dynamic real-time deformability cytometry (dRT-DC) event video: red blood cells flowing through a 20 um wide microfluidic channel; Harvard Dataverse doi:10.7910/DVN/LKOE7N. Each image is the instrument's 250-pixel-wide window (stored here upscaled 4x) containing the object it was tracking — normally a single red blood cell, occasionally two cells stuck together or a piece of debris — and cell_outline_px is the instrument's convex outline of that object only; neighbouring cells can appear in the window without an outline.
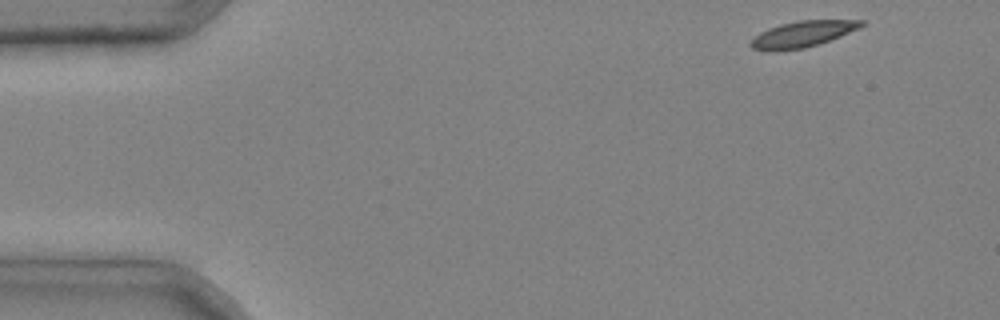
{"species": "common noctule bat (a hibernating species)", "species_latin": "Nyctalus noctula", "temperature_condition": "cold", "stored_images_in_passage": 5, "camera_frame_rate_fps": 3000, "um_per_image_px": 0.085, "animal": {"sex": "male", "body_mass_g": 20.4}, "frame": {"image": 1, "passage_image": 1, "time_ms": 0.0, "image_size_px": [1000, 320], "cell_outline_px": [[864, 24], [860, 28], [820, 44], [804, 48], [776, 52], [768, 52], [752, 48], [748, 44], [760, 32], [768, 28], [780, 24], [800, 20], [864, 20]], "centroid_in_image_um": [68.19, 2.92], "position_along_channel_um": 16.8, "area_um2": 16.99}}
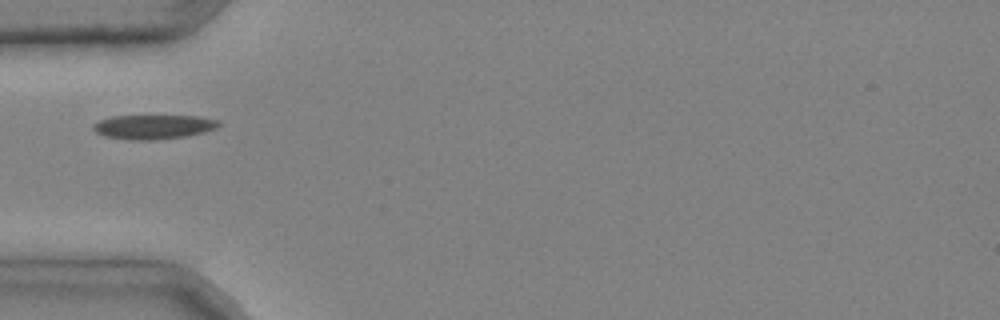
{"frame": {"image": 2, "passage_image": 4, "time_ms": 1.0, "image_size_px": [1000, 320], "cell_outline_px": [[220, 124], [216, 128], [204, 132], [188, 136], [156, 140], [128, 140], [104, 136], [96, 132], [92, 128], [92, 124], [100, 120], [112, 116], [196, 116], [220, 120]], "centroid_in_image_um": [13.04, 10.79], "position_along_channel_um": 72.0, "area_um2": 17.92}}